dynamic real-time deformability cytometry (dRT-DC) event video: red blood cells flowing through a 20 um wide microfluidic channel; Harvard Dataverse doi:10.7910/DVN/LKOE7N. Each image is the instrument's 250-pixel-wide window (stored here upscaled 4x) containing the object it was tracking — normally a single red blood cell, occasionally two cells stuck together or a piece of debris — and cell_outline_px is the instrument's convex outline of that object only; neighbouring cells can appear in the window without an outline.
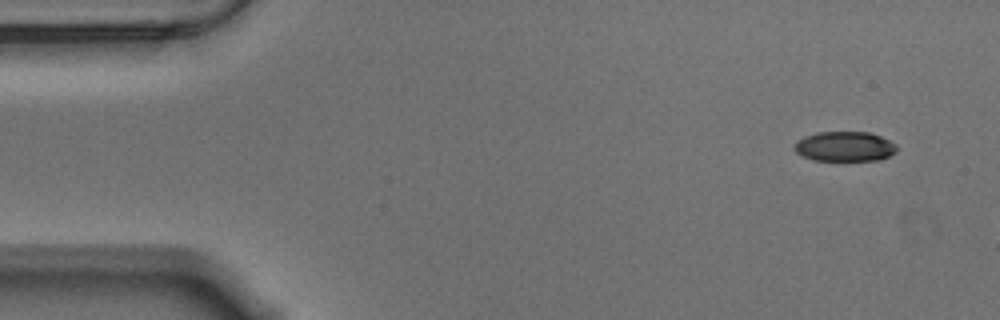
{"species": "Egyptian fruit bat (a non-hibernating species)", "species_latin": "Rousettus aegyptiacus", "temperature_condition": "warm", "stored_images_in_passage": 8, "camera_frame_rate_fps": 3000, "um_per_image_px": 0.085, "animal": {"sex": "male"}, "frame": {"image": 1, "passage_image": 1, "time_ms": 0.0, "image_size_px": [1000, 320], "cell_outline_px": [[896, 152], [880, 160], [812, 160], [796, 152], [796, 144], [804, 136], [816, 132], [868, 132], [880, 136], [896, 144]], "centroid_in_image_um": [71.83, 12.45], "position_along_channel_um": 13.2, "area_um2": 17.57}}